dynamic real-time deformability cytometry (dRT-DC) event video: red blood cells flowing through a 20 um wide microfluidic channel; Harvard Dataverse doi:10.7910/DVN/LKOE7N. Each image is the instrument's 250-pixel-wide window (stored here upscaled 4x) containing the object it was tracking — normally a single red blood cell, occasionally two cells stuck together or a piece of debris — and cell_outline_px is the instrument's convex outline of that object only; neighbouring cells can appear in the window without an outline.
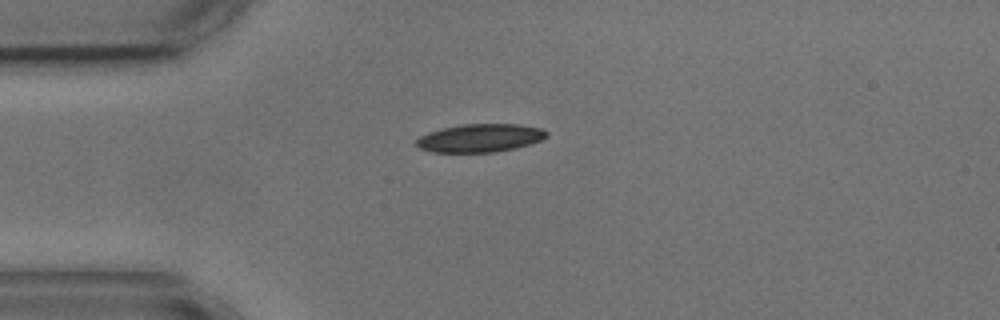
{"species": "common noctule bat (a hibernating species)", "species_latin": "Nyctalus noctula", "temperature_condition": "cold", "stored_images_in_passage": 5, "camera_frame_rate_fps": 3000, "um_per_image_px": 0.085, "animal": {"sex": "male", "body_mass_g": 17.9, "forearm_length_mm": 54.2}, "frame": {"image": 1, "passage_image": 1, "time_ms": 0.0, "image_size_px": [1000, 320], "cell_outline_px": [[548, 136], [540, 140], [516, 148], [496, 152], [432, 152], [420, 148], [416, 144], [416, 140], [420, 136], [428, 132], [444, 128], [464, 124], [516, 124], [540, 128], [548, 132]], "centroid_in_image_um": [40.8, 11.73], "position_along_channel_um": 44.2, "area_um2": 21.21}}